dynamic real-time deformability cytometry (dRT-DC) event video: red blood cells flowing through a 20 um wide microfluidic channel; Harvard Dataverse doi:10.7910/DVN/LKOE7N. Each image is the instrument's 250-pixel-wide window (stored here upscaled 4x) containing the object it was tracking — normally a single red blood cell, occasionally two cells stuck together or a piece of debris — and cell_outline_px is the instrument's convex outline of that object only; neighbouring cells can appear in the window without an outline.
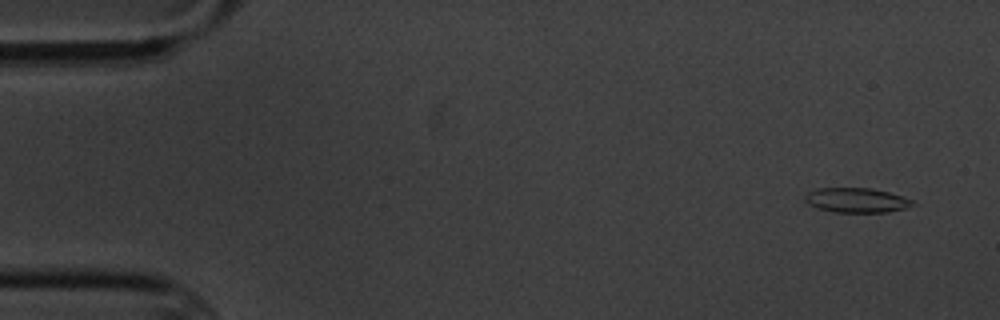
{"species": "common noctule bat (a hibernating species)", "species_latin": "Nyctalus noctula", "temperature_condition": "cold", "stored_images_in_passage": 6, "segment_of_instrument_passage": [2, 2], "camera_frame_rate_fps": 3000, "um_per_image_px": 0.085, "animal": {"sex": "male", "body_mass_g": 20.1, "forearm_length_mm": 53.5}, "frame": {"image": 1, "passage_image": 6, "time_ms": 6.0, "image_size_px": [1000, 320], "cell_outline_px": [[916, 204], [904, 208], [888, 212], [832, 212], [816, 208], [808, 204], [804, 200], [804, 196], [808, 192], [816, 188], [872, 188], [888, 192], [912, 200]], "centroid_in_image_um": [72.75, 17.02], "position_along_channel_um": 12.3, "area_um2": 15.49}}